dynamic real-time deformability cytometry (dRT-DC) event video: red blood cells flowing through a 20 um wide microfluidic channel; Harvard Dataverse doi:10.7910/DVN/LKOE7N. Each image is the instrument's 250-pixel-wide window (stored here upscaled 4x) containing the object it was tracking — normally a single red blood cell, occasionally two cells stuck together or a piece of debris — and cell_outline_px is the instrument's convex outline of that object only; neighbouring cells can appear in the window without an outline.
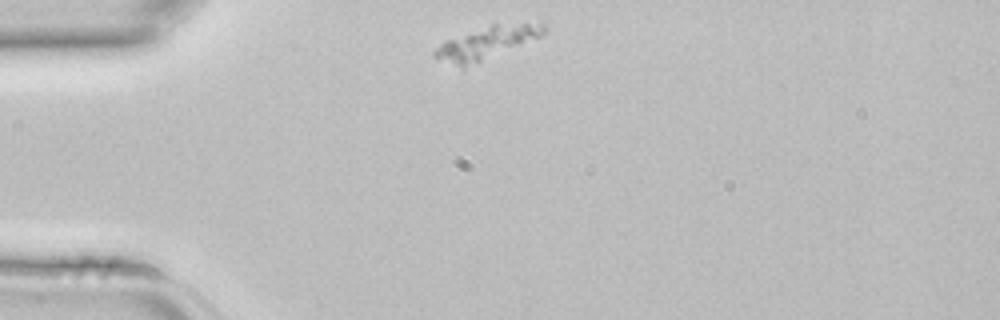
{"species": "common noctule bat (a hibernating species)", "species_latin": "Nyctalus noctula", "temperature_condition": "room temperature", "stored_images_in_passage": 2, "camera_frame_rate_fps": 3000, "um_per_image_px": 0.085, "animal": {"sex": "female", "body_mass_g": 22.7, "forearm_length_mm": 54.2}, "frame": {"image": 1, "passage_image": 1, "time_ms": 0.0, "image_size_px": [1000, 320], "cell_outline_px": [[548, 28], [540, 36], [464, 68], [432, 56], [432, 52], [440, 44], [448, 40], [492, 24], [544, 24]], "centroid_in_image_um": [41.33, 3.64], "position_along_channel_um": 43.7, "area_um2": 19.59}}
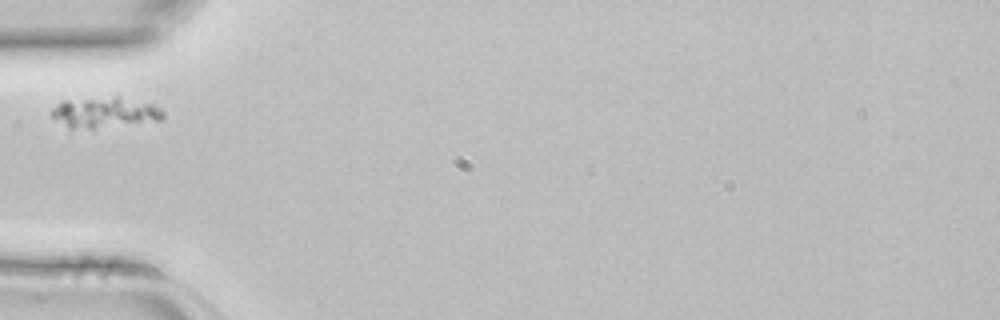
{"frame": {"image": 2, "passage_image": 2, "time_ms": 0.333, "image_size_px": [1000, 320], "cell_outline_px": [[164, 116], [160, 120], [92, 128], [68, 128], [52, 116], [52, 108], [56, 104], [64, 100], [116, 96], [152, 104], [160, 108], [164, 112]], "centroid_in_image_um": [8.88, 9.54], "position_along_channel_um": 76.1, "area_um2": 19.54}}